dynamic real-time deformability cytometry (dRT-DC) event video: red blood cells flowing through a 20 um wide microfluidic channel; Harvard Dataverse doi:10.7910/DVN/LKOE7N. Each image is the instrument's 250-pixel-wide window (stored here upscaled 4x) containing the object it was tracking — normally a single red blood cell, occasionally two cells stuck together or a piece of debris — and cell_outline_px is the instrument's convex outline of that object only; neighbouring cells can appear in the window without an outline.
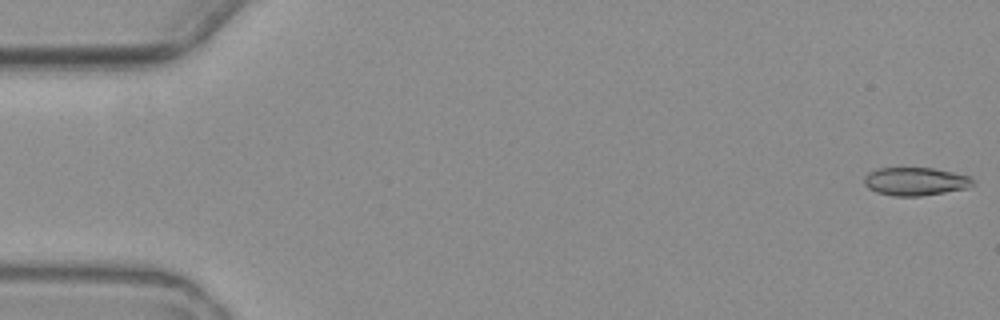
{"species": "common noctule bat (a hibernating species)", "species_latin": "Nyctalus noctula", "temperature_condition": "warm", "stored_images_in_passage": 6, "camera_frame_rate_fps": 3000, "um_per_image_px": 0.085, "animal": {"sex": "female", "body_mass_g": 19.3, "forearm_length_mm": 54.1}, "frame": {"image": 1, "passage_image": 1, "time_ms": 0.0, "image_size_px": [1000, 320], "cell_outline_px": [[972, 184], [968, 188], [920, 196], [892, 196], [876, 192], [868, 188], [864, 184], [864, 176], [868, 172], [876, 168], [932, 168], [952, 172], [968, 176], [972, 180]], "centroid_in_image_um": [77.74, 15.42], "position_along_channel_um": 7.3, "area_um2": 17.74}}
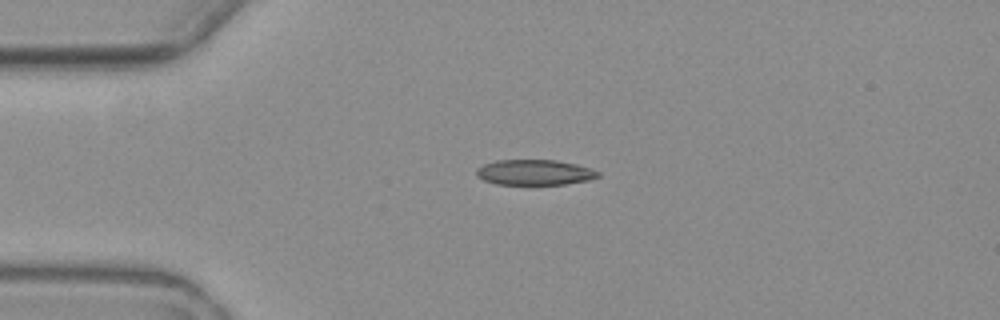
{"frame": {"image": 2, "passage_image": 4, "time_ms": 4.333, "image_size_px": [1000, 320], "cell_outline_px": [[600, 176], [588, 180], [564, 184], [496, 184], [484, 180], [476, 176], [476, 168], [484, 164], [496, 160], [556, 160], [576, 164], [600, 172]], "centroid_in_image_um": [45.41, 14.65], "position_along_channel_um": 39.6, "area_um2": 17.92}}
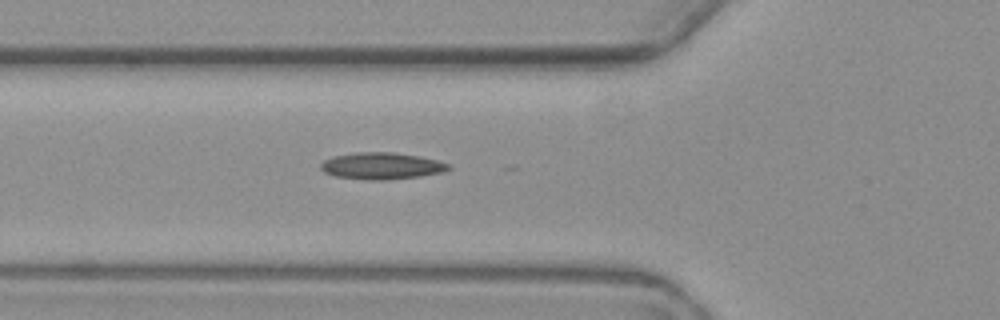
{"frame": {"image": 3, "passage_image": 6, "time_ms": 6.667, "image_size_px": [1000, 320], "cell_outline_px": [[452, 168], [444, 172], [420, 176], [388, 180], [368, 180], [336, 176], [324, 172], [320, 168], [320, 164], [324, 160], [332, 156], [356, 152], [392, 152], [420, 156], [452, 164]], "centroid_in_image_um": [32.46, 14.1], "position_along_channel_um": 93.3, "area_um2": 20.11}}